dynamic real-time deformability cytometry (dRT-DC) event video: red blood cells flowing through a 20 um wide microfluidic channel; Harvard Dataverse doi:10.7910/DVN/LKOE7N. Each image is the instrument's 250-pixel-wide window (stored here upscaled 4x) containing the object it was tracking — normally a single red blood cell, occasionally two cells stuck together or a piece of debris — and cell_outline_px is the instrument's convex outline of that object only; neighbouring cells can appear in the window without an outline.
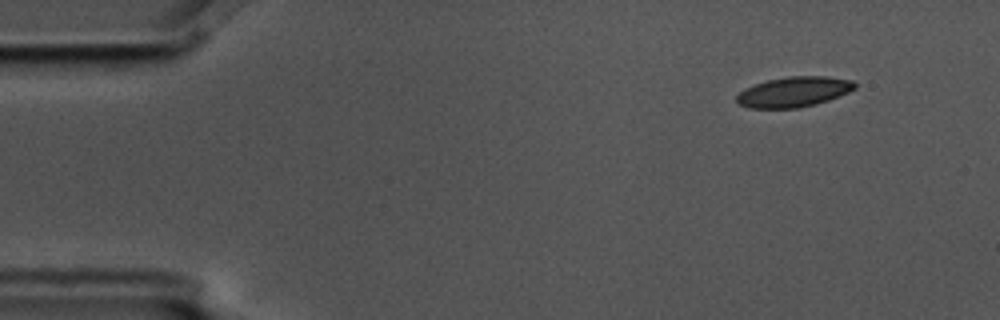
{"species": "common noctule bat (a hibernating species)", "species_latin": "Nyctalus noctula", "temperature_condition": "cold", "stored_images_in_passage": 5, "camera_frame_rate_fps": 3000, "um_per_image_px": 0.085, "animal": {"sex": "male", "body_mass_g": 17.5, "forearm_length_mm": 52.3}, "frame": {"image": 1, "passage_image": 1, "time_ms": 0.0, "image_size_px": [1000, 320], "cell_outline_px": [[856, 88], [848, 92], [828, 100], [816, 104], [800, 108], [748, 108], [740, 104], [736, 100], [736, 96], [744, 88], [768, 80], [788, 76], [828, 76], [852, 80], [856, 84]], "centroid_in_image_um": [67.48, 7.81], "position_along_channel_um": 17.5, "area_um2": 20.81}}
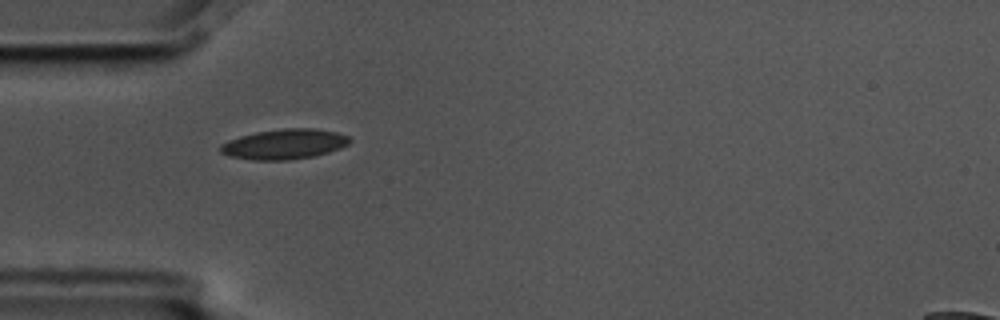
{"frame": {"image": 2, "passage_image": 4, "time_ms": 1.0, "image_size_px": [1000, 320], "cell_outline_px": [[352, 140], [348, 144], [340, 148], [328, 152], [312, 156], [288, 160], [252, 160], [228, 156], [220, 152], [220, 144], [228, 140], [240, 136], [256, 132], [284, 128], [312, 128], [336, 132], [348, 136]], "centroid_in_image_um": [24.14, 12.25], "position_along_channel_um": 60.9, "area_um2": 22.66}}